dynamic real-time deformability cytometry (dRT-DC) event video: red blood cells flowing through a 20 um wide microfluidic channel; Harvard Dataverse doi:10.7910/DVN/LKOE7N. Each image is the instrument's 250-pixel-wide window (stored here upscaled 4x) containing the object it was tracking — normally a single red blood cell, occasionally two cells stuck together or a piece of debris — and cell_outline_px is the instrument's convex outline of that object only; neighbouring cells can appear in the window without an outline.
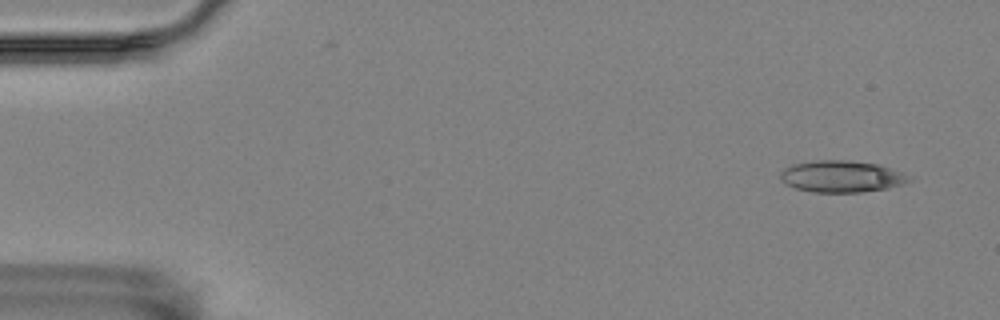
{"species": "Egyptian fruit bat (a non-hibernating species)", "species_latin": "Rousettus aegyptiacus", "temperature_condition": "room temperature", "stored_images_in_passage": 5, "camera_frame_rate_fps": 3000, "um_per_image_px": 0.085, "animal": {"sex": "female"}, "frame": {"image": 1, "passage_image": 2, "time_ms": 0.333, "image_size_px": [1000, 320], "cell_outline_px": [[912, 180], [904, 184], [888, 188], [864, 192], [812, 192], [796, 188], [784, 184], [780, 180], [780, 172], [784, 168], [792, 164], [812, 160], [848, 160], [876, 164], [900, 172], [908, 176]], "centroid_in_image_um": [71.47, 15.0], "position_along_channel_um": 13.5, "area_um2": 23.81}}